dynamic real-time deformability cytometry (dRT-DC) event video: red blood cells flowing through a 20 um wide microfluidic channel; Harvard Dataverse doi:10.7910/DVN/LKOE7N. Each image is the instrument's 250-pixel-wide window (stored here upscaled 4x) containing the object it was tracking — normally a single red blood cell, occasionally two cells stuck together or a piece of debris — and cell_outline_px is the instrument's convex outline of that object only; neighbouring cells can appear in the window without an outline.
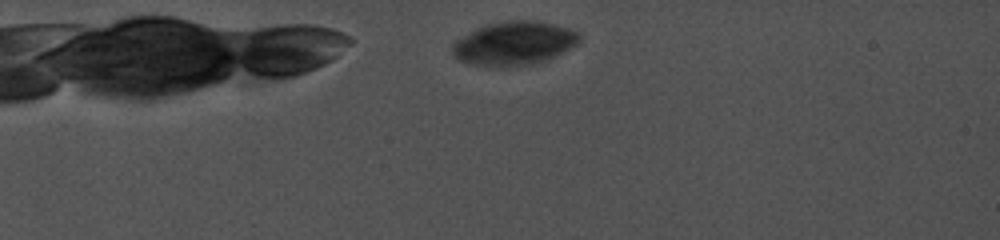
{"species": "common noctule bat (a hibernating species)", "species_latin": "Nyctalus noctula", "temperature_condition": "cold", "stored_images_in_passage": 19, "camera_frame_rate_fps": 5000, "um_per_image_px": 0.085, "animal": {"sex": "female", "body_mass_g": 19.0, "forearm_length_mm": 56.7}, "frame": {"image": 1, "passage_image": 3, "time_ms": 0.8, "image_size_px": [1000, 240], "cell_outline_px": [[580, 40], [576, 44], [544, 60], [528, 64], [496, 68], [468, 64], [456, 60], [452, 52], [452, 44], [456, 40], [476, 28], [484, 24], [508, 20], [536, 20], [568, 28], [576, 32], [580, 36]], "centroid_in_image_um": [43.6, 3.68], "position_along_channel_um": 41.4, "area_um2": 32.25}}
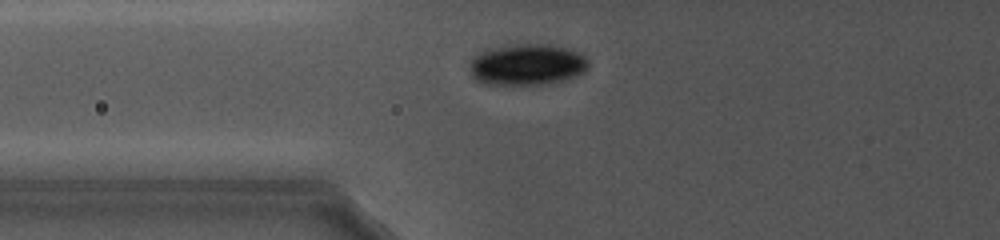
{"frame": {"image": 2, "passage_image": 12, "time_ms": 4.8, "image_size_px": [1000, 240], "cell_outline_px": [[588, 68], [584, 72], [576, 76], [548, 84], [484, 84], [476, 80], [472, 76], [472, 56], [488, 48], [504, 44], [548, 44], [580, 52], [588, 60]], "centroid_in_image_um": [44.8, 5.47], "position_along_channel_um": 81.0, "area_um2": 28.67}}